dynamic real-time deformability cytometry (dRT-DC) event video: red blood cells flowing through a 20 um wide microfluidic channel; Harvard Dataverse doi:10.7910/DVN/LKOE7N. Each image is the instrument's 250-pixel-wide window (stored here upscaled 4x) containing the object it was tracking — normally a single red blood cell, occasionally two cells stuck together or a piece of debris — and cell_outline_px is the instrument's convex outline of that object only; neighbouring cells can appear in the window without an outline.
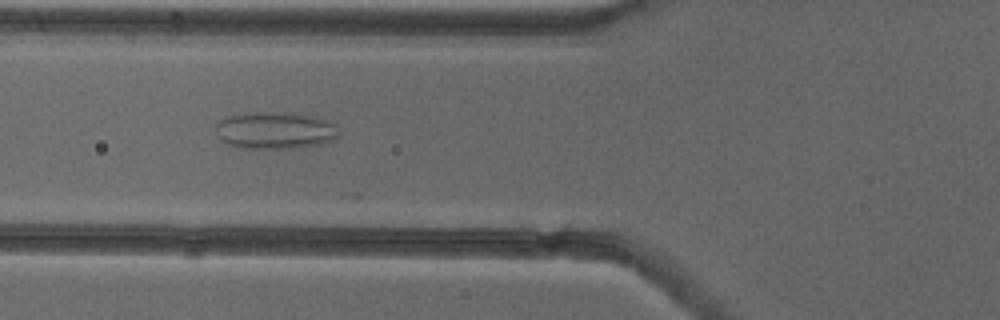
{"species": "common noctule bat (a hibernating species)", "species_latin": "Nyctalus noctula", "temperature_condition": "cold", "stored_images_in_passage": 9, "camera_frame_rate_fps": 3000, "um_per_image_px": 0.085, "animal": {"sex": "female"}, "frame": {"image": 1, "passage_image": 4, "time_ms": 1.0, "image_size_px": [1000, 320], "cell_outline_px": [[340, 136], [336, 140], [320, 144], [292, 148], [244, 148], [228, 144], [220, 140], [216, 128], [216, 124], [220, 120], [228, 116], [256, 112], [292, 112], [312, 116], [336, 124], [340, 128]], "centroid_in_image_um": [23.44, 11.08], "position_along_channel_um": 102.4, "area_um2": 26.76}}